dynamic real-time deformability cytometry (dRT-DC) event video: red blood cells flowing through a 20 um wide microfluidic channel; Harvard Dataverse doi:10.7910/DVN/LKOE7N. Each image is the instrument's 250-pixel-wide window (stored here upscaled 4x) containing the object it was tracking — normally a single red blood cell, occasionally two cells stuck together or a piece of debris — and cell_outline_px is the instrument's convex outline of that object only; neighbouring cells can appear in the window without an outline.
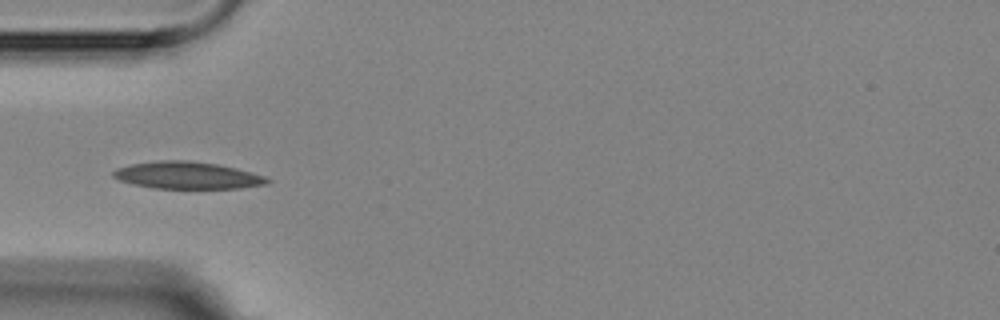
{"species": "Egyptian fruit bat (a non-hibernating species)", "species_latin": "Rousettus aegyptiacus", "temperature_condition": "room temperature", "stored_images_in_passage": 10, "camera_frame_rate_fps": 3000, "um_per_image_px": 0.085, "animal": {"sex": "female"}, "frame": {"image": 1, "passage_image": 1, "time_ms": 0.0, "image_size_px": [1000, 320], "cell_outline_px": [[272, 180], [268, 184], [240, 188], [152, 188], [132, 184], [120, 180], [112, 176], [112, 172], [116, 168], [132, 164], [156, 160], [188, 160], [216, 164], [264, 176]], "centroid_in_image_um": [15.88, 14.9], "position_along_channel_um": 69.1, "area_um2": 24.16}}
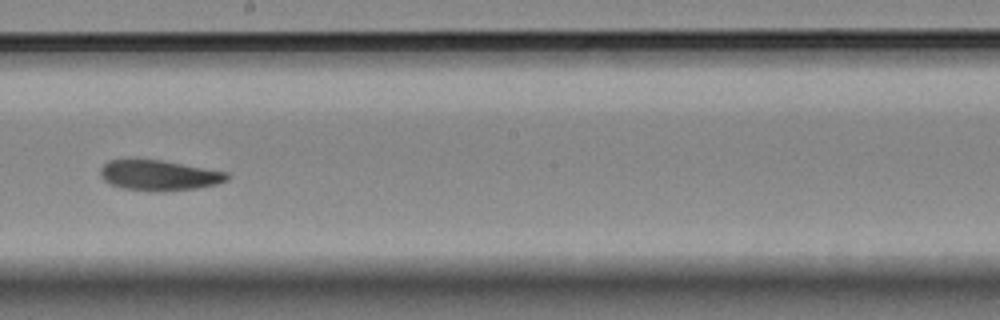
{"frame": {"image": 2, "passage_image": 5, "time_ms": 4.667, "image_size_px": [1000, 320], "cell_outline_px": [[228, 180], [216, 184], [196, 188], [164, 192], [156, 192], [120, 188], [108, 184], [100, 176], [100, 168], [108, 160], [128, 156], [160, 160], [228, 172]], "centroid_in_image_um": [13.41, 14.88], "position_along_channel_um": 234.8, "area_um2": 23.24}}
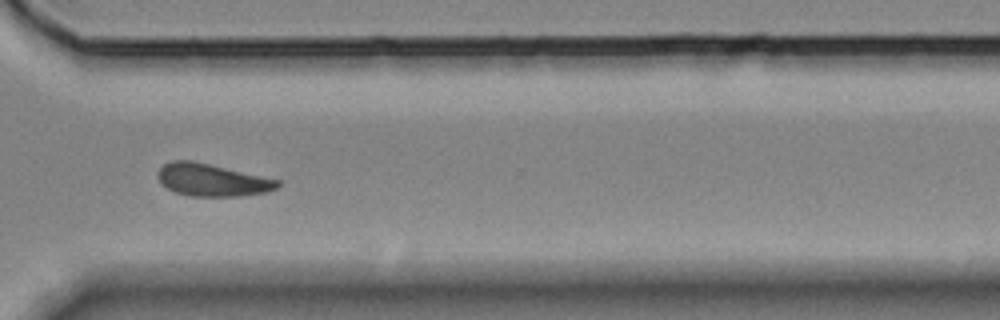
{"frame": {"image": 3, "passage_image": 8, "time_ms": 8.0, "image_size_px": [1000, 320], "cell_outline_px": [[280, 184], [276, 188], [268, 192], [240, 196], [192, 196], [176, 192], [160, 184], [156, 176], [156, 172], [164, 164], [172, 160], [192, 160], [280, 180]], "centroid_in_image_um": [17.99, 15.29], "position_along_channel_um": 352.6, "area_um2": 22.66}, "authors_computed_cell_mechanics": {"area_um2": 22.7732, "velocity_mm_per_s": 3.5416, "shape_relaxation_time_tau1_ms": 3.0376, "shape_relaxation_time_tau2_ms": 2.4809, "deformation_change_tau1": 0.0677, "deformation_change_tau2": 0.0775}}